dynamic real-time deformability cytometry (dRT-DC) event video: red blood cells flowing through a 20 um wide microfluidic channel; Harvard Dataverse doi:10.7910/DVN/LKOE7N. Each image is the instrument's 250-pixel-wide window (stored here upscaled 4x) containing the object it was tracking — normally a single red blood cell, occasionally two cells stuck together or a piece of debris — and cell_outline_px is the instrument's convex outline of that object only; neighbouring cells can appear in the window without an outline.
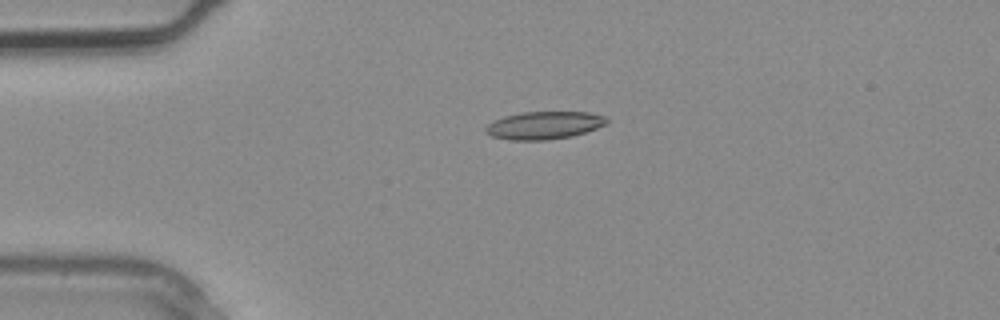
{"species": "common noctule bat (a hibernating species)", "species_latin": "Nyctalus noctula", "temperature_condition": "warm", "stored_images_in_passage": 1, "camera_frame_rate_fps": 3000, "um_per_image_px": 0.085, "animal": {"sex": "male", "body_mass_g": 20.4}, "frame": {"image": 1, "passage_image": 1, "time_ms": 0.0, "image_size_px": [1000, 320], "cell_outline_px": [[608, 120], [604, 124], [596, 128], [572, 136], [544, 140], [512, 140], [492, 136], [484, 132], [484, 128], [488, 124], [504, 116], [524, 112], [588, 112], [604, 116]], "centroid_in_image_um": [46.22, 10.65], "position_along_channel_um": 38.8, "area_um2": 19.31}}